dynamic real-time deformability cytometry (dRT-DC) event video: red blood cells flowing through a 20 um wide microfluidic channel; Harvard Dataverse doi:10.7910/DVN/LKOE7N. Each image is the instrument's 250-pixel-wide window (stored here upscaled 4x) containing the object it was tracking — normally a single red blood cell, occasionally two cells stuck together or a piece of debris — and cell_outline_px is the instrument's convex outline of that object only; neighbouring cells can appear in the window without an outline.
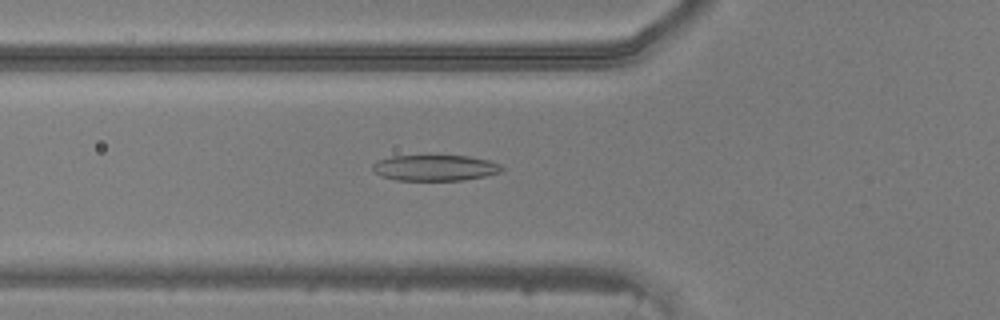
{"species": "common noctule bat (a hibernating species)", "species_latin": "Nyctalus noctula", "temperature_condition": "warm", "stored_images_in_passage": 43, "camera_frame_rate_fps": 3000, "um_per_image_px": 0.085, "animal": {"sex": "male", "body_mass_g": 20.5, "forearm_length_mm": 52.5}, "frame": {"image": 1, "passage_image": 12, "time_ms": 3.667, "image_size_px": [1000, 320], "cell_outline_px": [[504, 168], [500, 172], [484, 176], [464, 180], [396, 180], [380, 176], [372, 168], [372, 164], [376, 160], [392, 156], [424, 152], [468, 156], [488, 160], [500, 164]], "centroid_in_image_um": [36.92, 14.2], "position_along_channel_um": 88.9, "area_um2": 20.52}}
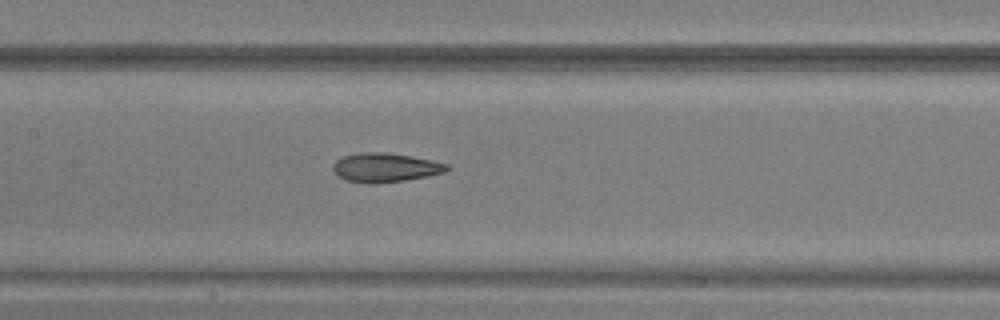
{"frame": {"image": 2, "passage_image": 18, "time_ms": 5.667, "image_size_px": [1000, 320], "cell_outline_px": [[452, 168], [444, 172], [428, 176], [404, 180], [376, 184], [372, 184], [344, 180], [332, 168], [332, 164], [336, 160], [344, 156], [360, 152], [380, 152], [408, 156], [432, 160], [448, 164]], "centroid_in_image_um": [32.75, 14.25], "position_along_channel_um": 174.7, "area_um2": 19.19}}
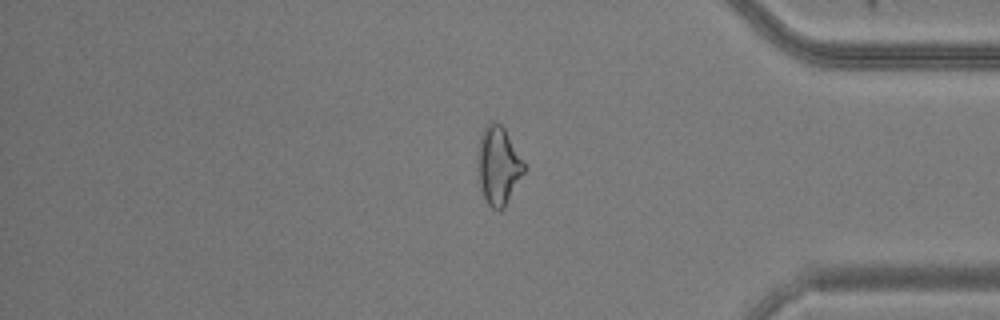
{"frame": {"image": 3, "passage_image": 35, "time_ms": 11.333, "image_size_px": [1000, 320], "cell_outline_px": [[528, 168], [504, 208], [500, 212], [492, 208], [488, 204], [480, 188], [476, 168], [480, 136], [484, 128], [492, 120], [496, 120], [504, 128]], "centroid_in_image_um": [42.37, 14.1], "position_along_channel_um": 392.8, "area_um2": 21.56}}